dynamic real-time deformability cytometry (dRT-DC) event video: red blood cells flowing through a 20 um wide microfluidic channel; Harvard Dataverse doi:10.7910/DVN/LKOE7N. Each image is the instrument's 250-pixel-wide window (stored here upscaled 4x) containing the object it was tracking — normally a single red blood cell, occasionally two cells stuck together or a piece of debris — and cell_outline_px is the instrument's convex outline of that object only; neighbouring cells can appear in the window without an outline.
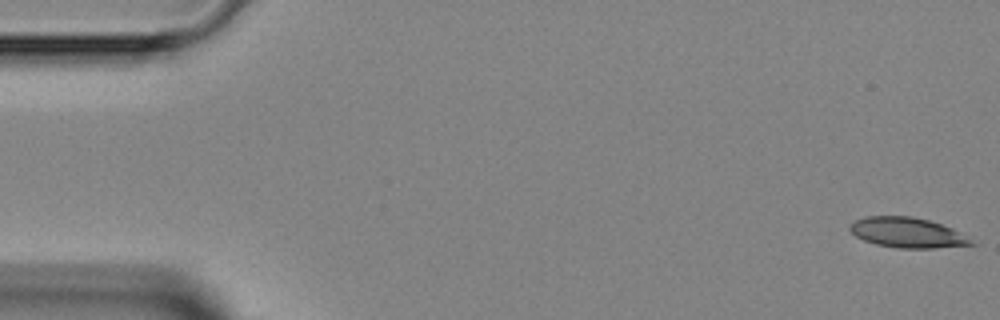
{"species": "Egyptian fruit bat (a non-hibernating species)", "species_latin": "Rousettus aegyptiacus", "temperature_condition": "room temperature", "stored_images_in_passage": 5, "segment_of_instrument_passage": [1, 2], "camera_frame_rate_fps": 3000, "um_per_image_px": 0.085, "animal": {"sex": "female"}, "frame": {"image": 1, "passage_image": 1, "time_ms": 0.0, "image_size_px": [1000, 320], "cell_outline_px": [[976, 244], [936, 248], [896, 248], [876, 244], [864, 240], [856, 236], [848, 228], [856, 220], [864, 216], [912, 216], [928, 220], [952, 228], [960, 232]], "centroid_in_image_um": [77.11, 19.77], "position_along_channel_um": 7.9, "area_um2": 21.15}}
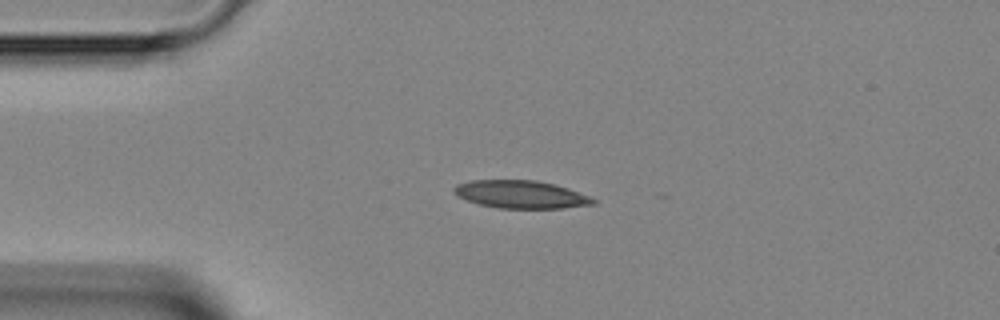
{"frame": {"image": 2, "passage_image": 4, "time_ms": 3.333, "image_size_px": [1000, 320], "cell_outline_px": [[596, 204], [560, 208], [496, 208], [480, 204], [456, 196], [452, 188], [456, 184], [468, 180], [536, 180], [568, 188], [588, 196], [596, 200]], "centroid_in_image_um": [44.22, 16.52], "position_along_channel_um": 40.8, "area_um2": 22.48}}